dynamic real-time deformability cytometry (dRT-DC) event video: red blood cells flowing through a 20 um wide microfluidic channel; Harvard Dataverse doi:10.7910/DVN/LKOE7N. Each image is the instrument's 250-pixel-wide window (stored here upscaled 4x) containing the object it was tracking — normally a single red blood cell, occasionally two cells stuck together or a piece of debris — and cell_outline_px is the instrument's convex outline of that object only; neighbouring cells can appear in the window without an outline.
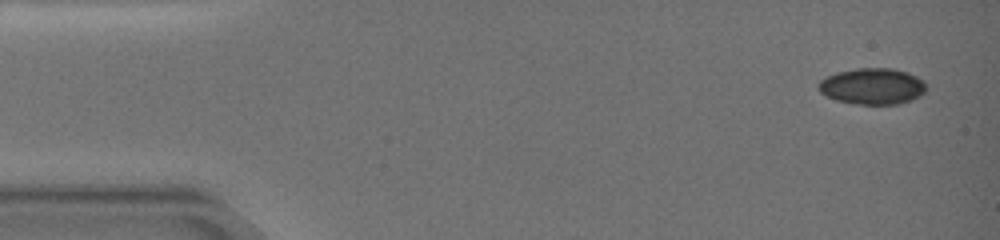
{"species": "common noctule bat (a hibernating species)", "species_latin": "Nyctalus noctula", "temperature_condition": "warm", "stored_images_in_passage": 11, "camera_frame_rate_fps": 3000, "um_per_image_px": 0.085, "animal": {"sex": "female", "body_mass_g": 19.0, "forearm_length_mm": 51.5}, "frame": {"image": 1, "passage_image": 1, "time_ms": 0.0, "image_size_px": [1000, 240], "cell_outline_px": [[928, 88], [920, 96], [912, 100], [900, 104], [856, 104], [836, 100], [824, 96], [816, 88], [816, 84], [820, 80], [836, 72], [856, 68], [892, 68], [908, 72], [924, 80]], "centroid_in_image_um": [74.15, 7.33], "position_along_channel_um": 10.9, "area_um2": 23.18}}
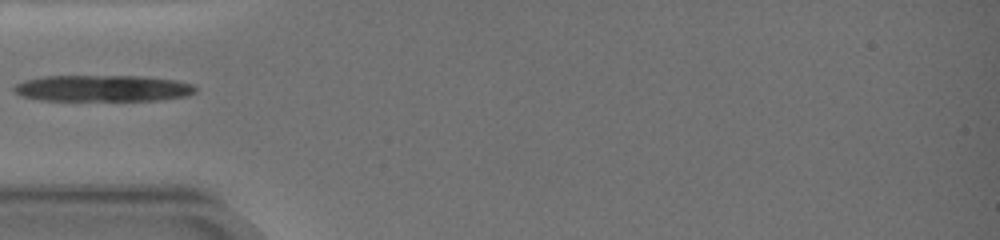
{"frame": {"image": 2, "passage_image": 7, "time_ms": 5.333, "image_size_px": [1000, 240], "cell_outline_px": [[196, 92], [188, 96], [160, 100], [40, 100], [20, 96], [12, 88], [16, 84], [24, 80], [44, 76], [140, 76], [176, 80], [192, 84], [196, 88]], "centroid_in_image_um": [8.74, 7.5], "position_along_channel_um": 76.3, "area_um2": 27.98}}